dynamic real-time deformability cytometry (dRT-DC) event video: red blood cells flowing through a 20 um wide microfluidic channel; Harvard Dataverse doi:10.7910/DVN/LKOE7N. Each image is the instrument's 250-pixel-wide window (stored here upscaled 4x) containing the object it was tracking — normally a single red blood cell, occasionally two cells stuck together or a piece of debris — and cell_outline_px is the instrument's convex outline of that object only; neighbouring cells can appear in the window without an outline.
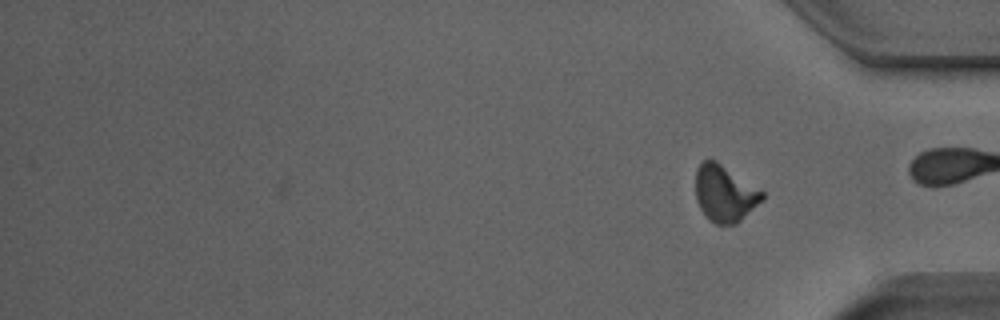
{"species": "Egyptian fruit bat (a non-hibernating species)", "species_latin": "Rousettus aegyptiacus", "temperature_condition": "room temperature", "stored_images_in_passage": 38, "camera_frame_rate_fps": 3000, "um_per_image_px": 0.085, "animal": {"sex": "male"}, "frame": {"image": 1, "passage_image": 38, "time_ms": 12.333, "image_size_px": [1000, 320], "cell_outline_px": [[764, 200], [736, 224], [716, 224], [700, 208], [696, 200], [696, 168], [704, 160], [716, 160], [764, 192]], "centroid_in_image_um": [61.62, 16.44], "position_along_channel_um": 373.6, "area_um2": 21.73}, "authors_computed_cell_mechanics": {"area_um2": 21.386, "velocity_mm_per_s": 3.9519, "shape_relaxation_time_tau1_ms": 6.5945, "shape_relaxation_time_tau2_ms": 1.8604, "deformation_change_tau1": 0.1955, "deformation_change_tau2": 0.087}}